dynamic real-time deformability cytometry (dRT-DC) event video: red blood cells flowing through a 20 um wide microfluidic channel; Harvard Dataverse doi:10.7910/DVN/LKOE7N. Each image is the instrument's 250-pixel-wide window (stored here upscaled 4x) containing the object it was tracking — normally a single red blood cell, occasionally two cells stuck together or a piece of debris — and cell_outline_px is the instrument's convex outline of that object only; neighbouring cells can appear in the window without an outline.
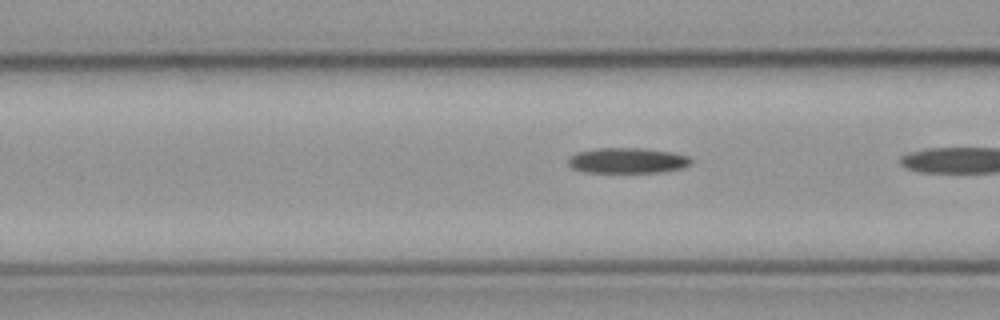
{"species": "common noctule bat (a hibernating species)", "species_latin": "Nyctalus noctula", "temperature_condition": "cold", "stored_images_in_passage": 5, "camera_frame_rate_fps": 3000, "um_per_image_px": 0.085, "animal": {"sex": "male", "body_mass_g": 23.1, "forearm_length_mm": 52.7}, "frame": {"image": 1, "passage_image": 4, "time_ms": 1.0, "image_size_px": [1000, 320], "cell_outline_px": [[692, 164], [680, 168], [660, 172], [584, 172], [572, 168], [568, 164], [568, 156], [576, 152], [596, 148], [644, 148], [672, 152], [688, 156], [692, 160]], "centroid_in_image_um": [53.3, 13.64], "position_along_channel_um": 113.3, "area_um2": 18.32}}